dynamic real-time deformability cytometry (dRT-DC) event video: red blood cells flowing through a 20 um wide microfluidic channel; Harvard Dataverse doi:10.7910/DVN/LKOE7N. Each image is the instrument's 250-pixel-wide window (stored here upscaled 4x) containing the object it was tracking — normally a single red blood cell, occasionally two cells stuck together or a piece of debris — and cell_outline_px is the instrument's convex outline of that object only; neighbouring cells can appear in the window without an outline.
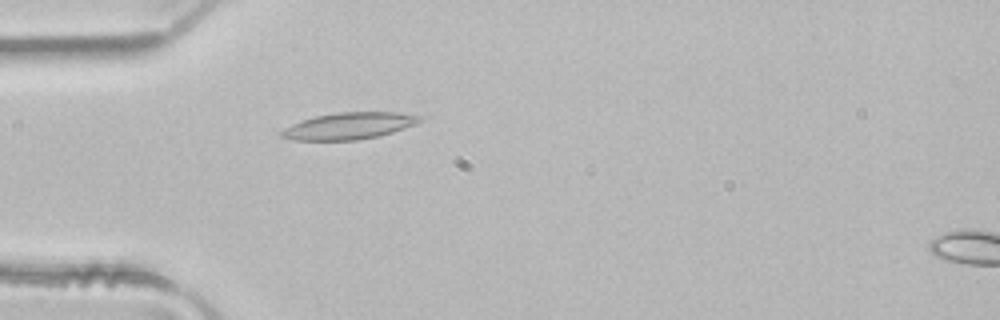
{"species": "common noctule bat (a hibernating species)", "species_latin": "Nyctalus noctula", "temperature_condition": "room temperature", "stored_images_in_passage": 5, "camera_frame_rate_fps": 3000, "um_per_image_px": 0.085, "animal": {"sex": "male", "body_mass_g": 21.5, "forearm_length_mm": 52.0}, "frame": {"image": 1, "passage_image": 4, "time_ms": 1.0, "image_size_px": [1000, 320], "cell_outline_px": [[424, 120], [416, 124], [380, 136], [356, 140], [296, 140], [280, 136], [280, 132], [284, 128], [292, 124], [316, 116], [336, 112], [396, 112], [424, 116]], "centroid_in_image_um": [29.72, 10.69], "position_along_channel_um": 55.3, "area_um2": 21.5}}